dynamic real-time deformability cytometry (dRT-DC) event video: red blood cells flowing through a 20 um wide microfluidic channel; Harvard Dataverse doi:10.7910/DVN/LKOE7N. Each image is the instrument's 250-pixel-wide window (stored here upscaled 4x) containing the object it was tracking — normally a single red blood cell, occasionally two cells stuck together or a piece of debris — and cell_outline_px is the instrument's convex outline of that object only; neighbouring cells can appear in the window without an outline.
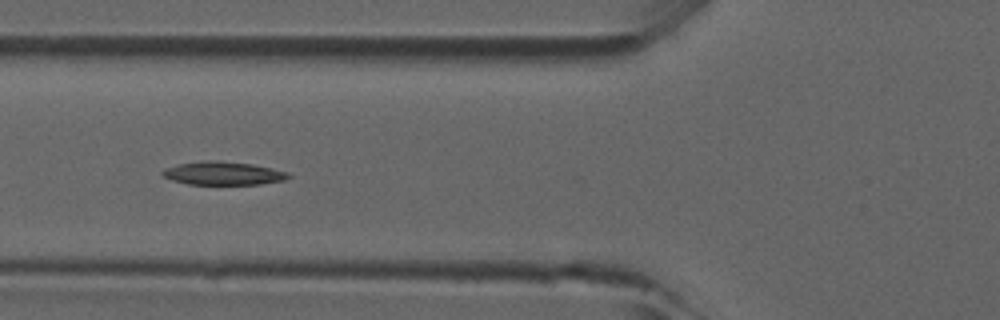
{"species": "common noctule bat (a hibernating species)", "species_latin": "Nyctalus noctula", "temperature_condition": "room temperature", "stored_images_in_passage": 36, "camera_frame_rate_fps": 3000, "um_per_image_px": 0.085, "animal": {"sex": "male", "forearm_length_mm": 52.5}, "frame": {"image": 1, "passage_image": 6, "time_ms": 1.667, "image_size_px": [1000, 320], "cell_outline_px": [[292, 176], [284, 180], [260, 184], [188, 184], [172, 180], [164, 176], [160, 172], [164, 168], [180, 164], [204, 160], [216, 160], [252, 164], [272, 168], [288, 172]], "centroid_in_image_um": [18.97, 14.72], "position_along_channel_um": 106.8, "area_um2": 17.05}}